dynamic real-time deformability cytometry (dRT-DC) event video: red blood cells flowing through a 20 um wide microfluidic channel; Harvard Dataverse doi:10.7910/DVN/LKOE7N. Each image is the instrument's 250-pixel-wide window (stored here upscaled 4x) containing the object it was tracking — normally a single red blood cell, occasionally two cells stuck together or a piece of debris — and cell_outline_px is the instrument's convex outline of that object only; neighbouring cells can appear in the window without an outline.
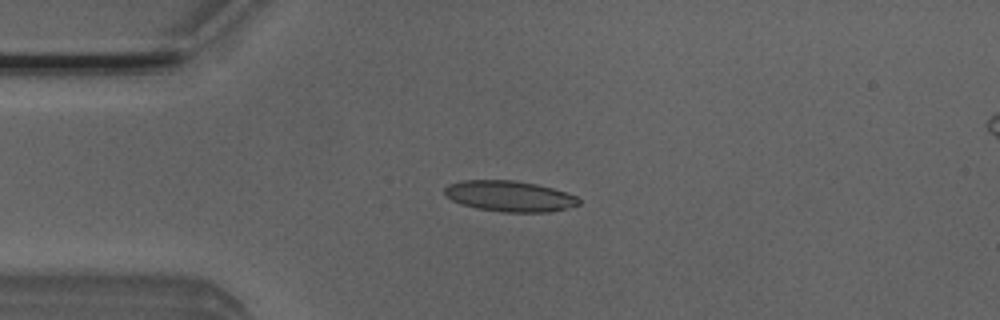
{"species": "Egyptian fruit bat (a non-hibernating species)", "species_latin": "Rousettus aegyptiacus", "temperature_condition": "room temperature", "stored_images_in_passage": 41, "camera_frame_rate_fps": 3000, "um_per_image_px": 0.085, "animal": {"sex": "male"}, "frame": {"image": 1, "passage_image": 2, "time_ms": 0.333, "image_size_px": [1000, 320], "cell_outline_px": [[580, 204], [548, 212], [500, 212], [476, 208], [460, 204], [452, 200], [444, 192], [444, 188], [448, 184], [464, 180], [512, 180], [536, 184], [568, 192], [576, 196], [580, 200]], "centroid_in_image_um": [43.3, 16.67], "position_along_channel_um": 41.7, "area_um2": 24.04}}
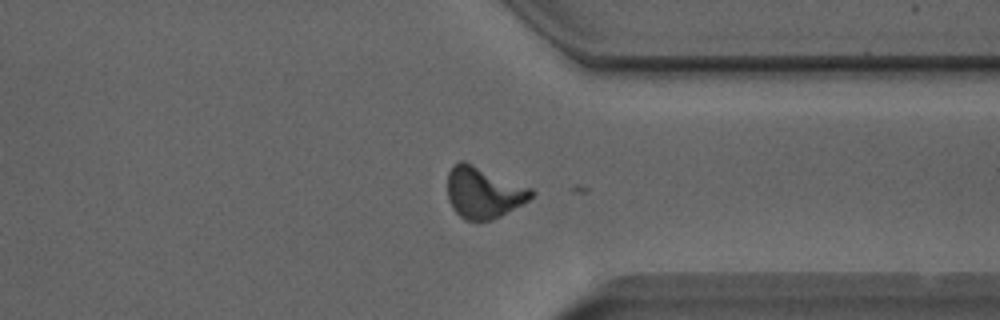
{"frame": {"image": 2, "passage_image": 29, "time_ms": 9.333, "image_size_px": [1000, 320], "cell_outline_px": [[536, 192], [528, 200], [500, 216], [492, 220], [480, 224], [476, 224], [464, 220], [452, 208], [448, 200], [448, 172], [452, 164], [460, 160], [464, 160], [532, 188]], "centroid_in_image_um": [41.07, 16.39], "position_along_channel_um": 370.3, "area_um2": 25.61}}
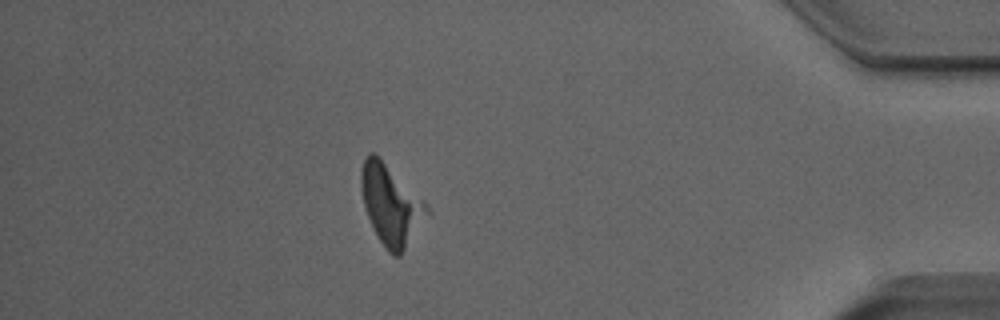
{"frame": {"image": 3, "passage_image": 35, "time_ms": 11.333, "image_size_px": [1000, 320], "cell_outline_px": [[432, 212], [400, 256], [392, 256], [388, 252], [380, 240], [368, 216], [364, 204], [360, 188], [360, 172], [364, 160], [368, 152], [372, 152], [424, 200]], "centroid_in_image_um": [33.25, 17.45], "position_along_channel_um": 401.9, "area_um2": 30.23}, "authors_computed_cell_mechanics": {"area_um2": 24.0448, "velocity_mm_per_s": 3.8957, "shape_relaxation_time_tau1_ms": 2.3168, "shape_relaxation_time_tau2_ms": null, "deformation_change_tau1": 0.2949, "deformation_change_tau2": null}}